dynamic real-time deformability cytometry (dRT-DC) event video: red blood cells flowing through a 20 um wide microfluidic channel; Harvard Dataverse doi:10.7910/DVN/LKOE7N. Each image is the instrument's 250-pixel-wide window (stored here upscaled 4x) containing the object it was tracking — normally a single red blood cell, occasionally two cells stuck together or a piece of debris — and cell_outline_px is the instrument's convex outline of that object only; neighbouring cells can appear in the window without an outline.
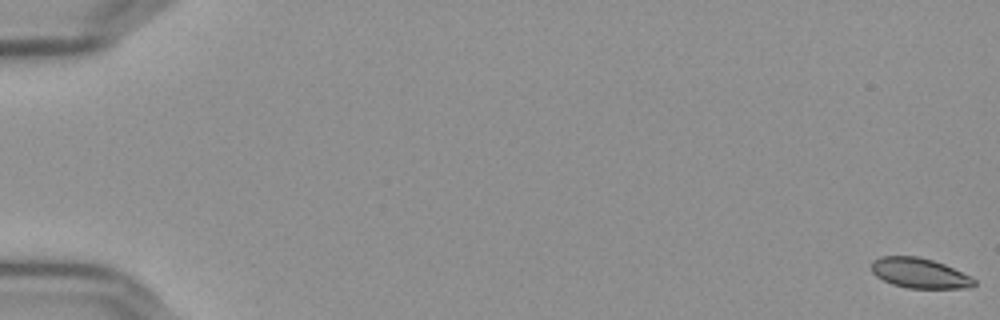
{"species": "Egyptian fruit bat (a non-hibernating species)", "species_latin": "Rousettus aegyptiacus", "temperature_condition": "cold", "stored_images_in_passage": 58, "camera_frame_rate_fps": 3000, "um_per_image_px": 0.085, "frame": {"image": 1, "passage_image": 1, "time_ms": 0.0, "image_size_px": [1000, 320], "cell_outline_px": [[976, 284], [972, 288], [908, 288], [892, 284], [876, 276], [872, 272], [872, 260], [880, 256], [916, 256], [932, 260], [944, 264], [972, 276], [976, 280]], "centroid_in_image_um": [78.19, 23.22], "position_along_channel_um": 6.8, "area_um2": 18.09}}
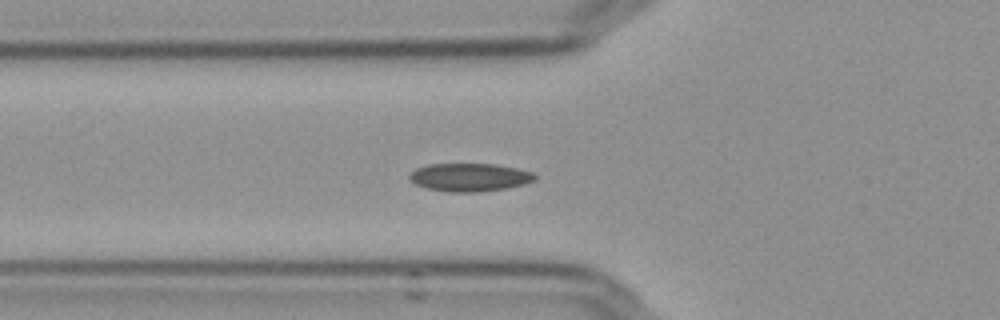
{"frame": {"image": 2, "passage_image": 22, "time_ms": 7.0, "image_size_px": [1000, 320], "cell_outline_px": [[536, 180], [524, 184], [508, 188], [480, 192], [448, 192], [428, 188], [416, 184], [408, 176], [416, 168], [428, 164], [496, 164], [516, 168], [532, 172], [536, 176]], "centroid_in_image_um": [39.95, 15.07], "position_along_channel_um": 85.9, "area_um2": 20.52}}
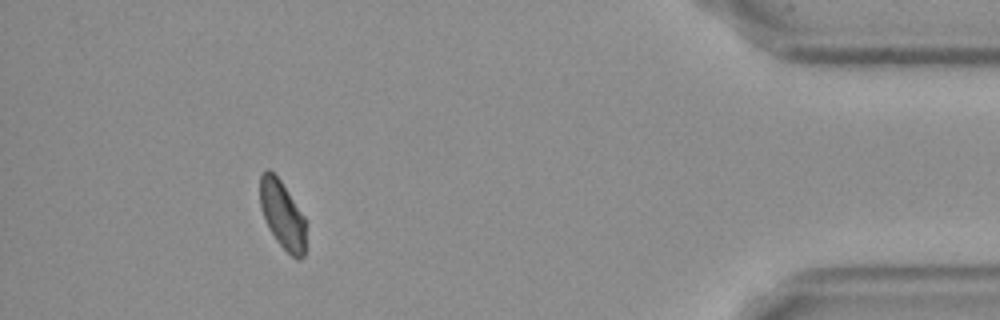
{"frame": {"image": 3, "passage_image": 53, "time_ms": 17.333, "image_size_px": [1000, 320], "cell_outline_px": [[304, 256], [300, 260], [296, 260], [276, 240], [264, 220], [260, 208], [260, 176], [268, 168], [280, 180], [304, 216]], "centroid_in_image_um": [23.97, 18.26], "position_along_channel_um": 411.2, "area_um2": 17.86}}